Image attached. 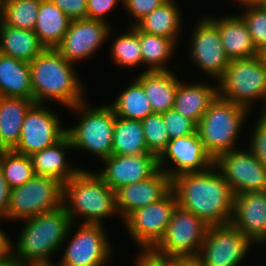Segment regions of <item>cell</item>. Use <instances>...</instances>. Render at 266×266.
<instances>
[{
  "instance_id": "8d00e7d4",
  "label": "cell",
  "mask_w": 266,
  "mask_h": 266,
  "mask_svg": "<svg viewBox=\"0 0 266 266\" xmlns=\"http://www.w3.org/2000/svg\"><path fill=\"white\" fill-rule=\"evenodd\" d=\"M245 11L240 16L244 20L256 49L261 52L266 47V10L259 3L243 2Z\"/></svg>"
},
{
  "instance_id": "60d3db41",
  "label": "cell",
  "mask_w": 266,
  "mask_h": 266,
  "mask_svg": "<svg viewBox=\"0 0 266 266\" xmlns=\"http://www.w3.org/2000/svg\"><path fill=\"white\" fill-rule=\"evenodd\" d=\"M121 2L123 0H87L86 18L108 23L104 16Z\"/></svg>"
},
{
  "instance_id": "7402d4cb",
  "label": "cell",
  "mask_w": 266,
  "mask_h": 266,
  "mask_svg": "<svg viewBox=\"0 0 266 266\" xmlns=\"http://www.w3.org/2000/svg\"><path fill=\"white\" fill-rule=\"evenodd\" d=\"M68 149L73 148L66 134L54 145L33 153L30 157L35 175L53 177L63 184L69 181L81 168L71 167L66 162L65 150Z\"/></svg>"
},
{
  "instance_id": "d6986e66",
  "label": "cell",
  "mask_w": 266,
  "mask_h": 266,
  "mask_svg": "<svg viewBox=\"0 0 266 266\" xmlns=\"http://www.w3.org/2000/svg\"><path fill=\"white\" fill-rule=\"evenodd\" d=\"M230 223L253 243L266 244V191L235 195Z\"/></svg>"
},
{
  "instance_id": "1f68e13d",
  "label": "cell",
  "mask_w": 266,
  "mask_h": 266,
  "mask_svg": "<svg viewBox=\"0 0 266 266\" xmlns=\"http://www.w3.org/2000/svg\"><path fill=\"white\" fill-rule=\"evenodd\" d=\"M139 42L143 64L149 67L146 70H170L165 66V62L173 56L174 49L177 47L174 40L139 31Z\"/></svg>"
},
{
  "instance_id": "f907efd6",
  "label": "cell",
  "mask_w": 266,
  "mask_h": 266,
  "mask_svg": "<svg viewBox=\"0 0 266 266\" xmlns=\"http://www.w3.org/2000/svg\"><path fill=\"white\" fill-rule=\"evenodd\" d=\"M260 56L266 64V47L260 52Z\"/></svg>"
},
{
  "instance_id": "f6af8a7d",
  "label": "cell",
  "mask_w": 266,
  "mask_h": 266,
  "mask_svg": "<svg viewBox=\"0 0 266 266\" xmlns=\"http://www.w3.org/2000/svg\"><path fill=\"white\" fill-rule=\"evenodd\" d=\"M6 232L0 228V261L7 259L11 255V244Z\"/></svg>"
},
{
  "instance_id": "7c38bea8",
  "label": "cell",
  "mask_w": 266,
  "mask_h": 266,
  "mask_svg": "<svg viewBox=\"0 0 266 266\" xmlns=\"http://www.w3.org/2000/svg\"><path fill=\"white\" fill-rule=\"evenodd\" d=\"M214 164L223 174L234 195L266 191V167L247 149L221 154Z\"/></svg>"
},
{
  "instance_id": "f5cc1de1",
  "label": "cell",
  "mask_w": 266,
  "mask_h": 266,
  "mask_svg": "<svg viewBox=\"0 0 266 266\" xmlns=\"http://www.w3.org/2000/svg\"><path fill=\"white\" fill-rule=\"evenodd\" d=\"M235 1H238L237 3H243V2L255 3V0H235Z\"/></svg>"
},
{
  "instance_id": "603a6c76",
  "label": "cell",
  "mask_w": 266,
  "mask_h": 266,
  "mask_svg": "<svg viewBox=\"0 0 266 266\" xmlns=\"http://www.w3.org/2000/svg\"><path fill=\"white\" fill-rule=\"evenodd\" d=\"M217 96V85L212 86L202 82L189 85L180 81L175 93L173 109L198 124Z\"/></svg>"
},
{
  "instance_id": "9a60e30c",
  "label": "cell",
  "mask_w": 266,
  "mask_h": 266,
  "mask_svg": "<svg viewBox=\"0 0 266 266\" xmlns=\"http://www.w3.org/2000/svg\"><path fill=\"white\" fill-rule=\"evenodd\" d=\"M191 37L190 51L193 63L217 81L223 76L230 59L221 42L217 26L206 16L196 23Z\"/></svg>"
},
{
  "instance_id": "30bf717a",
  "label": "cell",
  "mask_w": 266,
  "mask_h": 266,
  "mask_svg": "<svg viewBox=\"0 0 266 266\" xmlns=\"http://www.w3.org/2000/svg\"><path fill=\"white\" fill-rule=\"evenodd\" d=\"M178 206L172 189L160 200L136 209L123 221L142 252H150L164 236Z\"/></svg>"
},
{
  "instance_id": "74e56055",
  "label": "cell",
  "mask_w": 266,
  "mask_h": 266,
  "mask_svg": "<svg viewBox=\"0 0 266 266\" xmlns=\"http://www.w3.org/2000/svg\"><path fill=\"white\" fill-rule=\"evenodd\" d=\"M162 115L170 140L197 132V124L173 108Z\"/></svg>"
},
{
  "instance_id": "5bb4252c",
  "label": "cell",
  "mask_w": 266,
  "mask_h": 266,
  "mask_svg": "<svg viewBox=\"0 0 266 266\" xmlns=\"http://www.w3.org/2000/svg\"><path fill=\"white\" fill-rule=\"evenodd\" d=\"M102 224L83 223L64 250L58 266H105L112 248Z\"/></svg>"
},
{
  "instance_id": "4dcf8cb0",
  "label": "cell",
  "mask_w": 266,
  "mask_h": 266,
  "mask_svg": "<svg viewBox=\"0 0 266 266\" xmlns=\"http://www.w3.org/2000/svg\"><path fill=\"white\" fill-rule=\"evenodd\" d=\"M110 106L116 116L126 119L141 121L153 114L150 100L137 79L124 89Z\"/></svg>"
},
{
  "instance_id": "816d5d0a",
  "label": "cell",
  "mask_w": 266,
  "mask_h": 266,
  "mask_svg": "<svg viewBox=\"0 0 266 266\" xmlns=\"http://www.w3.org/2000/svg\"><path fill=\"white\" fill-rule=\"evenodd\" d=\"M6 149L0 144V162L2 159L3 154L5 153Z\"/></svg>"
},
{
  "instance_id": "e575fe53",
  "label": "cell",
  "mask_w": 266,
  "mask_h": 266,
  "mask_svg": "<svg viewBox=\"0 0 266 266\" xmlns=\"http://www.w3.org/2000/svg\"><path fill=\"white\" fill-rule=\"evenodd\" d=\"M0 168L10 189L24 185L35 176L31 157L14 150L5 151Z\"/></svg>"
},
{
  "instance_id": "ba28073f",
  "label": "cell",
  "mask_w": 266,
  "mask_h": 266,
  "mask_svg": "<svg viewBox=\"0 0 266 266\" xmlns=\"http://www.w3.org/2000/svg\"><path fill=\"white\" fill-rule=\"evenodd\" d=\"M209 226L178 205L164 236L150 252L160 258L197 257Z\"/></svg>"
},
{
  "instance_id": "3957f363",
  "label": "cell",
  "mask_w": 266,
  "mask_h": 266,
  "mask_svg": "<svg viewBox=\"0 0 266 266\" xmlns=\"http://www.w3.org/2000/svg\"><path fill=\"white\" fill-rule=\"evenodd\" d=\"M24 222L16 246L11 244V255L24 264L52 263L51 257L67 241L74 227L64 206Z\"/></svg>"
},
{
  "instance_id": "836d02e7",
  "label": "cell",
  "mask_w": 266,
  "mask_h": 266,
  "mask_svg": "<svg viewBox=\"0 0 266 266\" xmlns=\"http://www.w3.org/2000/svg\"><path fill=\"white\" fill-rule=\"evenodd\" d=\"M40 0H6L2 21L11 27L33 31Z\"/></svg>"
},
{
  "instance_id": "ee69618b",
  "label": "cell",
  "mask_w": 266,
  "mask_h": 266,
  "mask_svg": "<svg viewBox=\"0 0 266 266\" xmlns=\"http://www.w3.org/2000/svg\"><path fill=\"white\" fill-rule=\"evenodd\" d=\"M136 266H167L163 258L154 256L151 252H140Z\"/></svg>"
},
{
  "instance_id": "e0dca14e",
  "label": "cell",
  "mask_w": 266,
  "mask_h": 266,
  "mask_svg": "<svg viewBox=\"0 0 266 266\" xmlns=\"http://www.w3.org/2000/svg\"><path fill=\"white\" fill-rule=\"evenodd\" d=\"M168 161H171L175 168L165 167ZM213 164L214 160L206 152L197 132L170 140L167 148L158 157L159 169L171 179L183 173L205 171Z\"/></svg>"
},
{
  "instance_id": "ac0fdd59",
  "label": "cell",
  "mask_w": 266,
  "mask_h": 266,
  "mask_svg": "<svg viewBox=\"0 0 266 266\" xmlns=\"http://www.w3.org/2000/svg\"><path fill=\"white\" fill-rule=\"evenodd\" d=\"M105 167L98 175L115 192L124 186L146 180L158 170V157L152 153L114 155L103 160Z\"/></svg>"
},
{
  "instance_id": "484cf974",
  "label": "cell",
  "mask_w": 266,
  "mask_h": 266,
  "mask_svg": "<svg viewBox=\"0 0 266 266\" xmlns=\"http://www.w3.org/2000/svg\"><path fill=\"white\" fill-rule=\"evenodd\" d=\"M34 103L27 98L0 96V144L6 150L16 148L25 115Z\"/></svg>"
},
{
  "instance_id": "277c9868",
  "label": "cell",
  "mask_w": 266,
  "mask_h": 266,
  "mask_svg": "<svg viewBox=\"0 0 266 266\" xmlns=\"http://www.w3.org/2000/svg\"><path fill=\"white\" fill-rule=\"evenodd\" d=\"M63 206L72 223H76L75 216H82L83 223L103 225L102 220L117 213L115 191L96 171L84 168L63 184Z\"/></svg>"
},
{
  "instance_id": "f546056e",
  "label": "cell",
  "mask_w": 266,
  "mask_h": 266,
  "mask_svg": "<svg viewBox=\"0 0 266 266\" xmlns=\"http://www.w3.org/2000/svg\"><path fill=\"white\" fill-rule=\"evenodd\" d=\"M149 153L141 121L116 116L112 154L132 156Z\"/></svg>"
},
{
  "instance_id": "8fae6325",
  "label": "cell",
  "mask_w": 266,
  "mask_h": 266,
  "mask_svg": "<svg viewBox=\"0 0 266 266\" xmlns=\"http://www.w3.org/2000/svg\"><path fill=\"white\" fill-rule=\"evenodd\" d=\"M252 244L231 223L211 225L197 259L200 266H238L249 253Z\"/></svg>"
},
{
  "instance_id": "ffe728a7",
  "label": "cell",
  "mask_w": 266,
  "mask_h": 266,
  "mask_svg": "<svg viewBox=\"0 0 266 266\" xmlns=\"http://www.w3.org/2000/svg\"><path fill=\"white\" fill-rule=\"evenodd\" d=\"M171 190V178L159 169L150 178L119 188L116 211L124 220L130 213L162 199Z\"/></svg>"
},
{
  "instance_id": "ab89813d",
  "label": "cell",
  "mask_w": 266,
  "mask_h": 266,
  "mask_svg": "<svg viewBox=\"0 0 266 266\" xmlns=\"http://www.w3.org/2000/svg\"><path fill=\"white\" fill-rule=\"evenodd\" d=\"M166 1L167 0H123L121 4H123L125 9L127 8L126 10H128V13L134 18H137L135 19L136 23L132 24V26H135L142 18L160 7Z\"/></svg>"
},
{
  "instance_id": "db71d44e",
  "label": "cell",
  "mask_w": 266,
  "mask_h": 266,
  "mask_svg": "<svg viewBox=\"0 0 266 266\" xmlns=\"http://www.w3.org/2000/svg\"><path fill=\"white\" fill-rule=\"evenodd\" d=\"M258 3L266 10V0H261Z\"/></svg>"
},
{
  "instance_id": "bcb514c9",
  "label": "cell",
  "mask_w": 266,
  "mask_h": 266,
  "mask_svg": "<svg viewBox=\"0 0 266 266\" xmlns=\"http://www.w3.org/2000/svg\"><path fill=\"white\" fill-rule=\"evenodd\" d=\"M167 266H200L197 257L163 258Z\"/></svg>"
},
{
  "instance_id": "5b68a950",
  "label": "cell",
  "mask_w": 266,
  "mask_h": 266,
  "mask_svg": "<svg viewBox=\"0 0 266 266\" xmlns=\"http://www.w3.org/2000/svg\"><path fill=\"white\" fill-rule=\"evenodd\" d=\"M249 110L219 96L210 104L197 124V133L210 157L235 150L236 142Z\"/></svg>"
},
{
  "instance_id": "7a4b0ae2",
  "label": "cell",
  "mask_w": 266,
  "mask_h": 266,
  "mask_svg": "<svg viewBox=\"0 0 266 266\" xmlns=\"http://www.w3.org/2000/svg\"><path fill=\"white\" fill-rule=\"evenodd\" d=\"M73 64L55 48H45L38 54L29 63L33 101L46 104L51 100L67 108L83 102L85 89Z\"/></svg>"
},
{
  "instance_id": "cb8c5ba5",
  "label": "cell",
  "mask_w": 266,
  "mask_h": 266,
  "mask_svg": "<svg viewBox=\"0 0 266 266\" xmlns=\"http://www.w3.org/2000/svg\"><path fill=\"white\" fill-rule=\"evenodd\" d=\"M172 70H144L136 79L142 84L153 113L162 114L173 108L180 80Z\"/></svg>"
},
{
  "instance_id": "f35d334b",
  "label": "cell",
  "mask_w": 266,
  "mask_h": 266,
  "mask_svg": "<svg viewBox=\"0 0 266 266\" xmlns=\"http://www.w3.org/2000/svg\"><path fill=\"white\" fill-rule=\"evenodd\" d=\"M249 143V150L266 167V122L258 118Z\"/></svg>"
},
{
  "instance_id": "83f0119b",
  "label": "cell",
  "mask_w": 266,
  "mask_h": 266,
  "mask_svg": "<svg viewBox=\"0 0 266 266\" xmlns=\"http://www.w3.org/2000/svg\"><path fill=\"white\" fill-rule=\"evenodd\" d=\"M0 53L30 63L45 47L34 31L0 24Z\"/></svg>"
},
{
  "instance_id": "9f6ffc18",
  "label": "cell",
  "mask_w": 266,
  "mask_h": 266,
  "mask_svg": "<svg viewBox=\"0 0 266 266\" xmlns=\"http://www.w3.org/2000/svg\"><path fill=\"white\" fill-rule=\"evenodd\" d=\"M1 21H2V11L0 10V24H1Z\"/></svg>"
},
{
  "instance_id": "b9f144b4",
  "label": "cell",
  "mask_w": 266,
  "mask_h": 266,
  "mask_svg": "<svg viewBox=\"0 0 266 266\" xmlns=\"http://www.w3.org/2000/svg\"><path fill=\"white\" fill-rule=\"evenodd\" d=\"M71 20L85 19L87 0H50Z\"/></svg>"
},
{
  "instance_id": "8992f818",
  "label": "cell",
  "mask_w": 266,
  "mask_h": 266,
  "mask_svg": "<svg viewBox=\"0 0 266 266\" xmlns=\"http://www.w3.org/2000/svg\"><path fill=\"white\" fill-rule=\"evenodd\" d=\"M84 100L70 107L80 115L79 123L66 129L72 148L90 152L104 160L112 155L116 115L110 105L90 108Z\"/></svg>"
},
{
  "instance_id": "d590c367",
  "label": "cell",
  "mask_w": 266,
  "mask_h": 266,
  "mask_svg": "<svg viewBox=\"0 0 266 266\" xmlns=\"http://www.w3.org/2000/svg\"><path fill=\"white\" fill-rule=\"evenodd\" d=\"M141 123L148 151L159 157L170 142L163 115L150 114Z\"/></svg>"
},
{
  "instance_id": "7bdbcfd3",
  "label": "cell",
  "mask_w": 266,
  "mask_h": 266,
  "mask_svg": "<svg viewBox=\"0 0 266 266\" xmlns=\"http://www.w3.org/2000/svg\"><path fill=\"white\" fill-rule=\"evenodd\" d=\"M10 188L0 168V220L7 219Z\"/></svg>"
},
{
  "instance_id": "2e32d148",
  "label": "cell",
  "mask_w": 266,
  "mask_h": 266,
  "mask_svg": "<svg viewBox=\"0 0 266 266\" xmlns=\"http://www.w3.org/2000/svg\"><path fill=\"white\" fill-rule=\"evenodd\" d=\"M110 23L92 19L71 20L68 31L55 48L67 61L74 63L93 57L109 38Z\"/></svg>"
},
{
  "instance_id": "9c48e42d",
  "label": "cell",
  "mask_w": 266,
  "mask_h": 266,
  "mask_svg": "<svg viewBox=\"0 0 266 266\" xmlns=\"http://www.w3.org/2000/svg\"><path fill=\"white\" fill-rule=\"evenodd\" d=\"M63 206V183L49 176L32 177L10 189L7 219L26 220Z\"/></svg>"
},
{
  "instance_id": "52a82bcc",
  "label": "cell",
  "mask_w": 266,
  "mask_h": 266,
  "mask_svg": "<svg viewBox=\"0 0 266 266\" xmlns=\"http://www.w3.org/2000/svg\"><path fill=\"white\" fill-rule=\"evenodd\" d=\"M217 82L220 98L249 110L254 101L263 102L266 96V64L260 55L230 60Z\"/></svg>"
},
{
  "instance_id": "681fc988",
  "label": "cell",
  "mask_w": 266,
  "mask_h": 266,
  "mask_svg": "<svg viewBox=\"0 0 266 266\" xmlns=\"http://www.w3.org/2000/svg\"><path fill=\"white\" fill-rule=\"evenodd\" d=\"M25 266H58L57 263L25 264Z\"/></svg>"
},
{
  "instance_id": "f1b7e54d",
  "label": "cell",
  "mask_w": 266,
  "mask_h": 266,
  "mask_svg": "<svg viewBox=\"0 0 266 266\" xmlns=\"http://www.w3.org/2000/svg\"><path fill=\"white\" fill-rule=\"evenodd\" d=\"M174 0H167L160 7L142 18L135 27L144 33L157 35L178 42L182 28V12Z\"/></svg>"
},
{
  "instance_id": "4fadbf2b",
  "label": "cell",
  "mask_w": 266,
  "mask_h": 266,
  "mask_svg": "<svg viewBox=\"0 0 266 266\" xmlns=\"http://www.w3.org/2000/svg\"><path fill=\"white\" fill-rule=\"evenodd\" d=\"M44 105L45 103H34L27 111L15 152L31 156L54 145L66 135L59 115Z\"/></svg>"
},
{
  "instance_id": "44dd1931",
  "label": "cell",
  "mask_w": 266,
  "mask_h": 266,
  "mask_svg": "<svg viewBox=\"0 0 266 266\" xmlns=\"http://www.w3.org/2000/svg\"><path fill=\"white\" fill-rule=\"evenodd\" d=\"M207 17L217 26L224 51L230 60L246 59L260 55L240 15H227L224 18Z\"/></svg>"
},
{
  "instance_id": "d6a6232c",
  "label": "cell",
  "mask_w": 266,
  "mask_h": 266,
  "mask_svg": "<svg viewBox=\"0 0 266 266\" xmlns=\"http://www.w3.org/2000/svg\"><path fill=\"white\" fill-rule=\"evenodd\" d=\"M111 52L112 61L118 66L134 68L143 64L139 30L135 26H130L128 32L114 39Z\"/></svg>"
},
{
  "instance_id": "4316f807",
  "label": "cell",
  "mask_w": 266,
  "mask_h": 266,
  "mask_svg": "<svg viewBox=\"0 0 266 266\" xmlns=\"http://www.w3.org/2000/svg\"><path fill=\"white\" fill-rule=\"evenodd\" d=\"M71 19L50 0H40L34 33L45 48H56L68 31Z\"/></svg>"
},
{
  "instance_id": "7dc6e473",
  "label": "cell",
  "mask_w": 266,
  "mask_h": 266,
  "mask_svg": "<svg viewBox=\"0 0 266 266\" xmlns=\"http://www.w3.org/2000/svg\"><path fill=\"white\" fill-rule=\"evenodd\" d=\"M0 266H25V264L10 255L7 259L0 261Z\"/></svg>"
},
{
  "instance_id": "11a10c76",
  "label": "cell",
  "mask_w": 266,
  "mask_h": 266,
  "mask_svg": "<svg viewBox=\"0 0 266 266\" xmlns=\"http://www.w3.org/2000/svg\"><path fill=\"white\" fill-rule=\"evenodd\" d=\"M6 3V0H0V10L2 11L4 8V4Z\"/></svg>"
},
{
  "instance_id": "d4e9b609",
  "label": "cell",
  "mask_w": 266,
  "mask_h": 266,
  "mask_svg": "<svg viewBox=\"0 0 266 266\" xmlns=\"http://www.w3.org/2000/svg\"><path fill=\"white\" fill-rule=\"evenodd\" d=\"M0 96L33 100L28 62L0 53Z\"/></svg>"
},
{
  "instance_id": "6da1fadb",
  "label": "cell",
  "mask_w": 266,
  "mask_h": 266,
  "mask_svg": "<svg viewBox=\"0 0 266 266\" xmlns=\"http://www.w3.org/2000/svg\"><path fill=\"white\" fill-rule=\"evenodd\" d=\"M171 189L181 208L208 225L230 223L235 195L215 164L205 171L175 176Z\"/></svg>"
},
{
  "instance_id": "c3c4849f",
  "label": "cell",
  "mask_w": 266,
  "mask_h": 266,
  "mask_svg": "<svg viewBox=\"0 0 266 266\" xmlns=\"http://www.w3.org/2000/svg\"><path fill=\"white\" fill-rule=\"evenodd\" d=\"M263 103H264V106L262 105V107H263V111L262 110H260L261 111V115H260V119L261 120H263V121H265L266 122V96H265V98H264V101H263Z\"/></svg>"
}]
</instances>
